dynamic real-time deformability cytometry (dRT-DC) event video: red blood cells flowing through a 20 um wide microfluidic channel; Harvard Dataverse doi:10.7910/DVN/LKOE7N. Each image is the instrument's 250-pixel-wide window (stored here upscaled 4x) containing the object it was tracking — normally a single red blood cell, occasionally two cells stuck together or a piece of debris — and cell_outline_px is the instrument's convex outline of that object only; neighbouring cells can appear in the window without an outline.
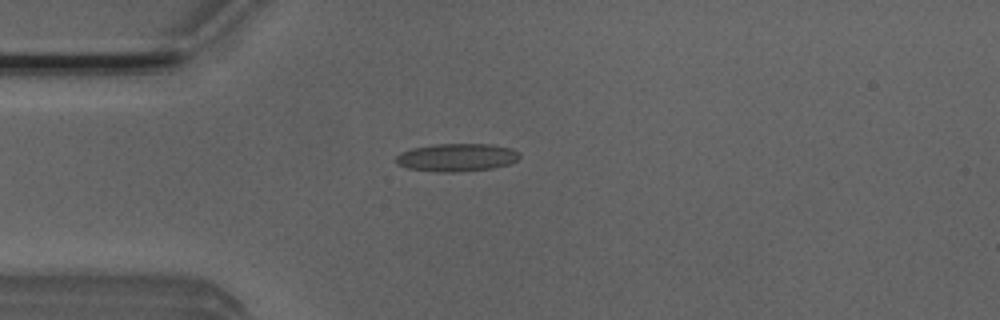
{"species": "Egyptian fruit bat (a non-hibernating species)", "species_latin": "Rousettus aegyptiacus", "temperature_condition": "room temperature", "stored_images_in_passage": 51, "camera_frame_rate_fps": 3000, "um_per_image_px": 0.085, "animal": {"sex": "male"}, "frame": {"image": 1, "passage_image": 12, "time_ms": 3.667, "image_size_px": [1000, 320], "cell_outline_px": [[520, 156], [512, 164], [492, 168], [456, 172], [440, 172], [408, 168], [396, 164], [396, 156], [400, 152], [412, 148], [432, 144], [492, 144], [512, 148], [520, 152]], "centroid_in_image_um": [38.84, 13.37], "position_along_channel_um": 46.2, "area_um2": 20.29}}
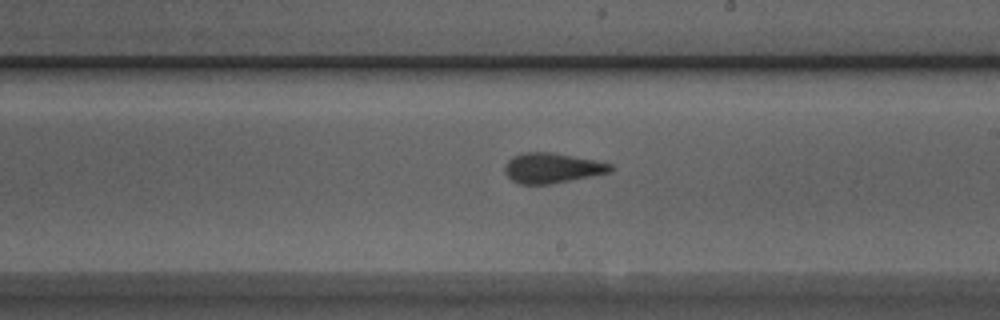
{"frame": {"image": 2, "passage_image": 28, "time_ms": 9.0, "image_size_px": [1000, 320], "cell_outline_px": [[612, 172], [548, 184], [520, 184], [512, 180], [504, 172], [504, 168], [508, 160], [512, 156], [520, 152], [552, 152], [612, 164]], "centroid_in_image_um": [46.88, 14.27], "position_along_channel_um": 242.1, "area_um2": 18.38}}
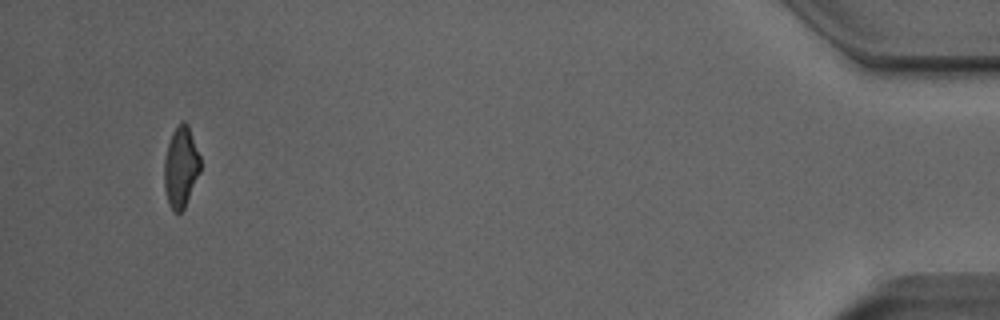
{"frame": {"image": 3, "passage_image": 48, "time_ms": 15.667, "image_size_px": [1000, 320], "cell_outline_px": [[200, 172], [184, 208], [180, 212], [172, 212], [164, 188], [164, 160], [168, 144], [172, 132], [176, 124], [180, 120], [184, 120], [188, 124], [200, 156]], "centroid_in_image_um": [15.37, 14.15], "position_along_channel_um": 419.8, "area_um2": 17.11}, "authors_computed_cell_mechanics": {"area_um2": 18.496, "velocity_mm_per_s": 3.9246, "shape_relaxation_time_tau1_ms": 8.2418, "shape_relaxation_time_tau2_ms": 1.7945, "deformation_change_tau1": 0.2105, "deformation_change_tau2": 0.1205}}